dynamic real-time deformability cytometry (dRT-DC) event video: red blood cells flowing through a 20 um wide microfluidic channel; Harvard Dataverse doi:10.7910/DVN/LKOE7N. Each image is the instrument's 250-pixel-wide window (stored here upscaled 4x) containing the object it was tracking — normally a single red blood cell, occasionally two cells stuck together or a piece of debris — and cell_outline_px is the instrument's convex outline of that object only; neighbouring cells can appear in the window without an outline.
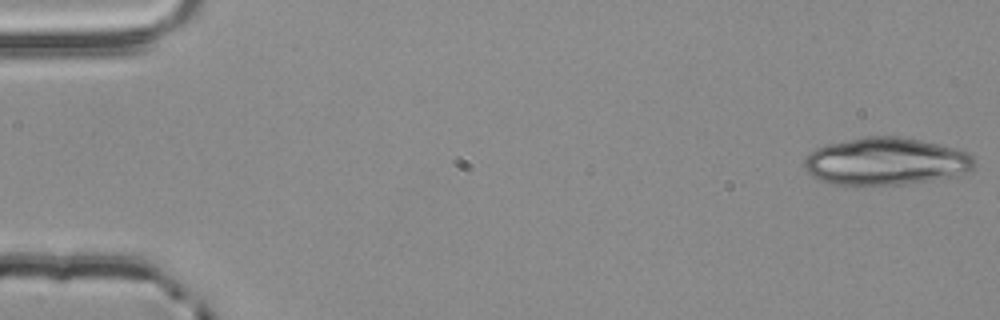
{"species": "common noctule bat (a hibernating species)", "species_latin": "Nyctalus noctula", "temperature_condition": "room temperature", "stored_images_in_passage": 3, "camera_frame_rate_fps": 3000, "um_per_image_px": 0.085, "animal": {"sex": "male", "body_mass_g": 20.4}, "frame": {"image": 1, "passage_image": 1, "time_ms": 0.0, "image_size_px": [1000, 320], "cell_outline_px": [[976, 164], [972, 172], [956, 176], [932, 180], [904, 184], [828, 184], [812, 176], [804, 168], [804, 160], [816, 148], [828, 144], [864, 136], [896, 136], [920, 140], [956, 148], [968, 152], [976, 160]], "centroid_in_image_um": [75.35, 13.72], "position_along_channel_um": 9.6, "area_um2": 47.16}}